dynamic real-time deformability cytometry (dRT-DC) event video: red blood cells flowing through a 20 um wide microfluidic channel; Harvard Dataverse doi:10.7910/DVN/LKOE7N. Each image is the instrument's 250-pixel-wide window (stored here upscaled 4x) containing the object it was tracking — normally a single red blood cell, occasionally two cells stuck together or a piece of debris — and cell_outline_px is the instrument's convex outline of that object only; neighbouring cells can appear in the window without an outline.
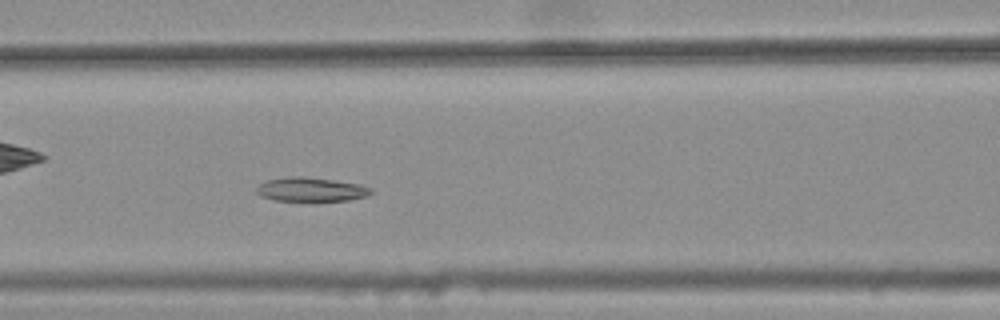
{"species": "common noctule bat (a hibernating species)", "species_latin": "Nyctalus noctula", "temperature_condition": "warm", "stored_images_in_passage": 29, "camera_frame_rate_fps": 3000, "um_per_image_px": 0.085, "animal": {"sex": "female", "body_mass_g": 25.1}, "frame": {"image": 1, "passage_image": 7, "time_ms": 2.0, "image_size_px": [1000, 320], "cell_outline_px": [[372, 192], [368, 196], [348, 200], [316, 204], [312, 204], [276, 200], [260, 196], [256, 192], [256, 188], [264, 180], [288, 176], [304, 176], [360, 184], [372, 188]], "centroid_in_image_um": [26.42, 16.15], "position_along_channel_um": 140.2, "area_um2": 17.05}}
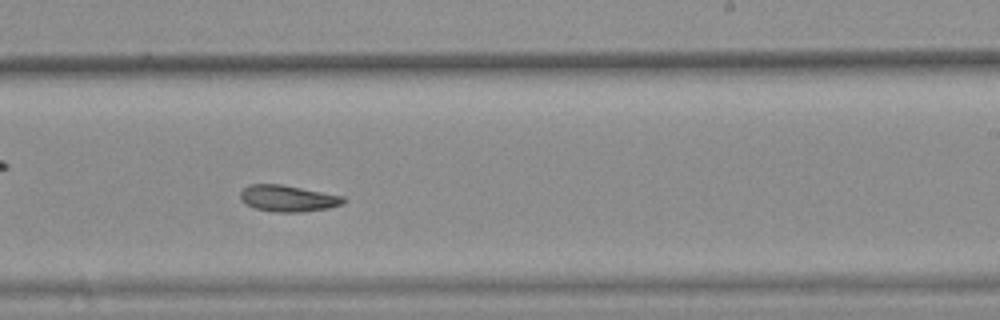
{"frame": {"image": 2, "passage_image": 17, "time_ms": 5.333, "image_size_px": [1000, 320], "cell_outline_px": [[348, 200], [344, 204], [328, 208], [300, 212], [272, 212], [256, 208], [244, 204], [240, 200], [240, 192], [248, 184], [280, 184], [344, 196]], "centroid_in_image_um": [24.47, 16.87], "position_along_channel_um": 264.5, "area_um2": 16.01}}
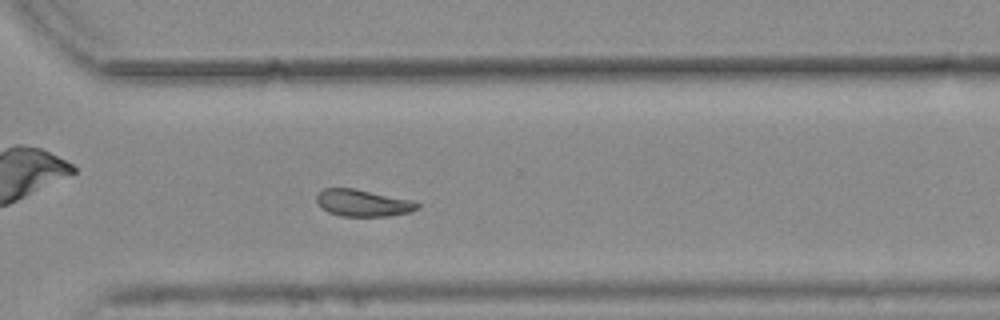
{"frame": {"image": 3, "passage_image": 23, "time_ms": 7.333, "image_size_px": [1000, 320], "cell_outline_px": [[420, 208], [408, 212], [388, 216], [340, 216], [328, 212], [316, 200], [316, 192], [324, 188], [356, 188], [408, 200], [420, 204]], "centroid_in_image_um": [30.8, 17.24], "position_along_channel_um": 339.8, "area_um2": 15.61}}